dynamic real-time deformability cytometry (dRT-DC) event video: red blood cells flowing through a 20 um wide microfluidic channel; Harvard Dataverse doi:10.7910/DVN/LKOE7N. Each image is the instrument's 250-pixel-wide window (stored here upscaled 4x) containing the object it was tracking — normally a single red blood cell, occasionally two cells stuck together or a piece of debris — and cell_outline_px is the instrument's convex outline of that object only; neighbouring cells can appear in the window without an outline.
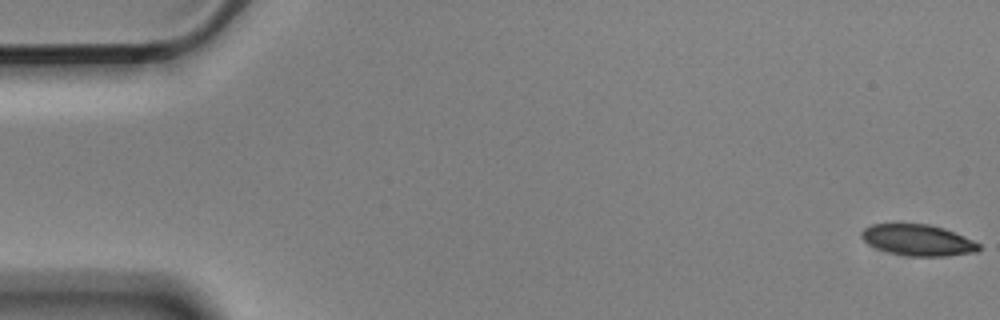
{"species": "Egyptian fruit bat (a non-hibernating species)", "species_latin": "Rousettus aegyptiacus", "temperature_condition": "cold", "stored_images_in_passage": 5, "camera_frame_rate_fps": 3000, "um_per_image_px": 0.085, "animal": {"sex": "male"}, "frame": {"image": 1, "passage_image": 1, "time_ms": 0.0, "image_size_px": [1000, 320], "cell_outline_px": [[980, 248], [976, 252], [944, 256], [908, 256], [888, 252], [876, 248], [868, 244], [860, 236], [860, 232], [864, 228], [872, 224], [892, 220], [900, 220], [928, 224], [944, 228], [964, 236], [980, 244]], "centroid_in_image_um": [77.93, 20.34], "position_along_channel_um": 7.1, "area_um2": 22.2}}
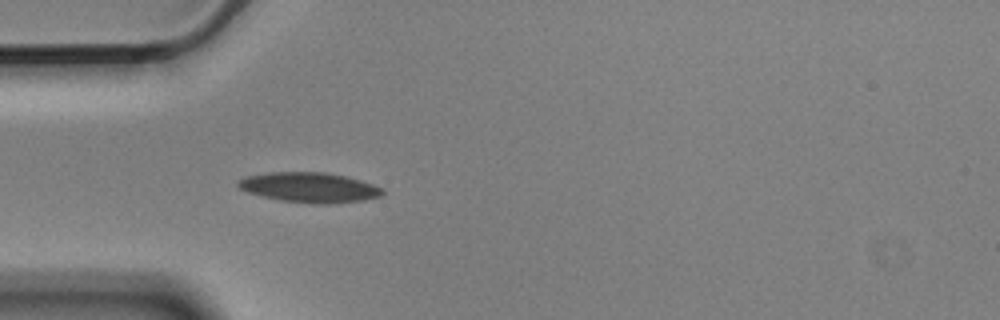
{"frame": {"image": 2, "passage_image": 5, "time_ms": 1.333, "image_size_px": [1000, 320], "cell_outline_px": [[384, 192], [380, 196], [364, 200], [324, 204], [316, 204], [280, 200], [248, 192], [240, 188], [236, 184], [240, 180], [248, 176], [268, 172], [324, 172], [348, 176], [372, 184], [380, 188]], "centroid_in_image_um": [26.31, 15.92], "position_along_channel_um": 58.7, "area_um2": 24.97}}